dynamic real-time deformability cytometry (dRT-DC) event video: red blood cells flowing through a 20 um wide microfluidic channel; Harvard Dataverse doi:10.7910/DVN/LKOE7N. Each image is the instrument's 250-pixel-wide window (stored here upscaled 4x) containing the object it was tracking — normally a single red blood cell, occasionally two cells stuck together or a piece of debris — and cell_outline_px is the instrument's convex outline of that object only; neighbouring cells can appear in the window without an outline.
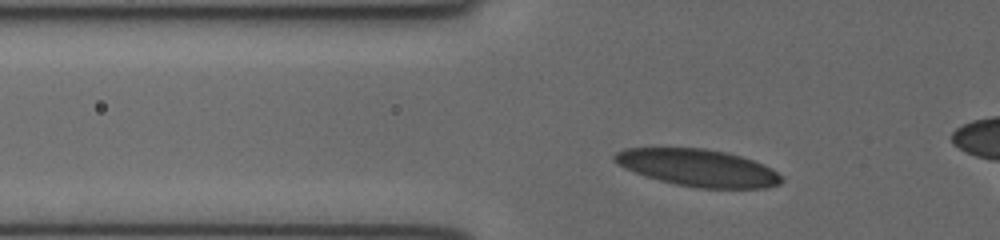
{"species": "human", "species_latin": "Homo sapiens", "temperature_condition": "cold", "stored_images_in_passage": 33, "camera_frame_rate_fps": 3000, "um_per_image_px": 0.085, "donor": {"sex": "female"}, "frame": {"image": 1, "passage_image": 8, "time_ms": 2.333, "image_size_px": [1000, 240], "cell_outline_px": [[784, 180], [780, 184], [768, 188], [696, 188], [676, 184], [660, 180], [624, 168], [612, 160], [612, 156], [616, 152], [624, 148], [704, 148], [728, 152], [764, 164], [772, 168]], "centroid_in_image_um": [59.34, 14.26], "position_along_channel_um": 66.5, "area_um2": 36.13}}
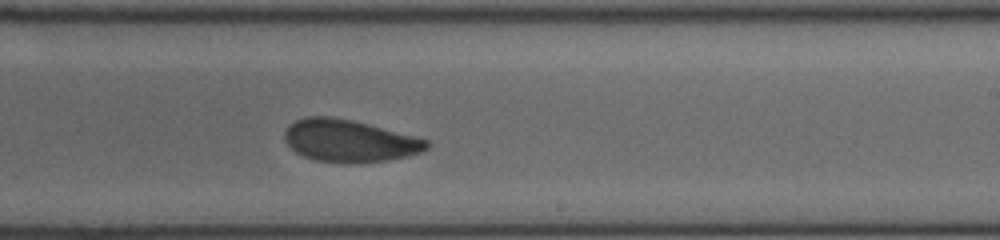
{"frame": {"image": 2, "passage_image": 22, "time_ms": 7.0, "image_size_px": [1000, 240], "cell_outline_px": [[432, 144], [428, 148], [420, 152], [408, 156], [388, 160], [352, 164], [348, 164], [316, 160], [304, 156], [296, 152], [284, 140], [284, 132], [288, 124], [296, 120], [308, 116], [332, 116], [352, 120], [368, 124], [428, 140]], "centroid_in_image_um": [29.68, 11.97], "position_along_channel_um": 259.3, "area_um2": 35.08}}
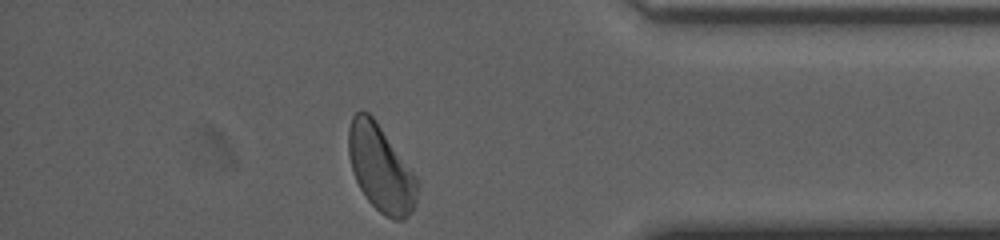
{"frame": {"image": 3, "passage_image": 33, "time_ms": 10.667, "image_size_px": [1000, 240], "cell_outline_px": [[416, 204], [412, 212], [404, 220], [392, 220], [384, 216], [368, 200], [360, 188], [356, 180], [348, 156], [348, 128], [352, 116], [356, 112], [368, 112], [376, 120], [416, 176]], "centroid_in_image_um": [32.35, 14.32], "position_along_channel_um": 402.9, "area_um2": 34.45}}